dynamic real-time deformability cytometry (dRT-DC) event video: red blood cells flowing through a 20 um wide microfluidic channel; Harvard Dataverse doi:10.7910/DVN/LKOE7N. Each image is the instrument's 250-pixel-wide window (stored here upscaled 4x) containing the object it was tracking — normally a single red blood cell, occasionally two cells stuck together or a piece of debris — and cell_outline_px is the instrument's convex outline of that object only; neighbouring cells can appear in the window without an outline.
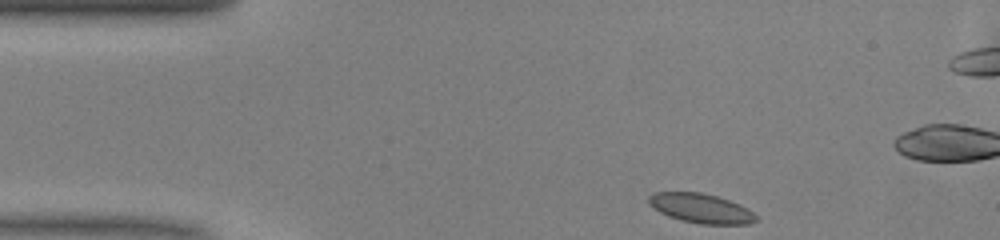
{"species": "common noctule bat (a hibernating species)", "species_latin": "Nyctalus noctula", "temperature_condition": "warm", "stored_images_in_passage": 8, "camera_frame_rate_fps": 3000, "um_per_image_px": 0.085, "animal": {"sex": "male", "body_mass_g": 13.0, "forearm_length_mm": 53.1}, "frame": {"image": 1, "passage_image": 1, "time_ms": 0.0, "image_size_px": [1000, 240], "cell_outline_px": [[756, 220], [748, 224], [700, 224], [680, 220], [668, 216], [660, 212], [648, 204], [648, 196], [652, 192], [700, 192], [716, 196], [728, 200], [752, 212], [756, 216]], "centroid_in_image_um": [59.5, 17.7], "position_along_channel_um": 25.5, "area_um2": 18.21}}